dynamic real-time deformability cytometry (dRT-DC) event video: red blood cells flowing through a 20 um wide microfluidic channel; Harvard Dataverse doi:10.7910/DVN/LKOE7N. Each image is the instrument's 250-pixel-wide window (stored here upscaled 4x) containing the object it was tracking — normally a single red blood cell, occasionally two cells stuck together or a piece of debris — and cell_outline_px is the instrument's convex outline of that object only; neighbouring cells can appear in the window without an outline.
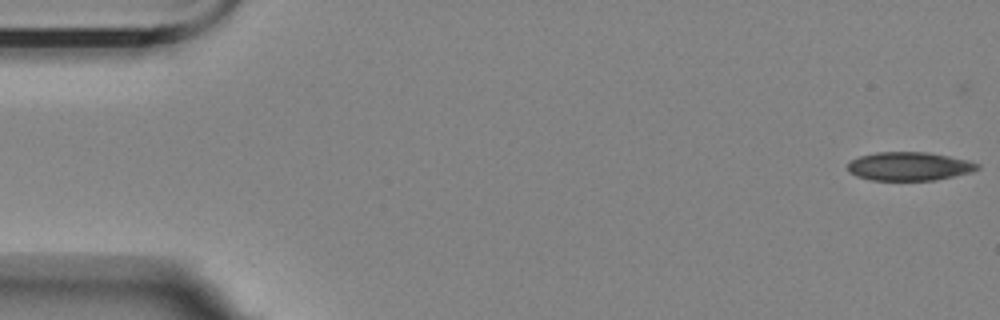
{"species": "Egyptian fruit bat (a non-hibernating species)", "species_latin": "Rousettus aegyptiacus", "temperature_condition": "room temperature", "stored_images_in_passage": 6, "camera_frame_rate_fps": 3000, "um_per_image_px": 0.085, "animal": {"sex": "female"}, "frame": {"image": 1, "passage_image": 6, "time_ms": 5.667, "image_size_px": [1000, 320], "cell_outline_px": [[980, 168], [972, 172], [936, 180], [872, 180], [856, 176], [848, 172], [848, 164], [852, 160], [860, 156], [876, 152], [928, 152], [968, 160], [980, 164]], "centroid_in_image_um": [77.3, 14.14], "position_along_channel_um": 7.7, "area_um2": 21.62}}